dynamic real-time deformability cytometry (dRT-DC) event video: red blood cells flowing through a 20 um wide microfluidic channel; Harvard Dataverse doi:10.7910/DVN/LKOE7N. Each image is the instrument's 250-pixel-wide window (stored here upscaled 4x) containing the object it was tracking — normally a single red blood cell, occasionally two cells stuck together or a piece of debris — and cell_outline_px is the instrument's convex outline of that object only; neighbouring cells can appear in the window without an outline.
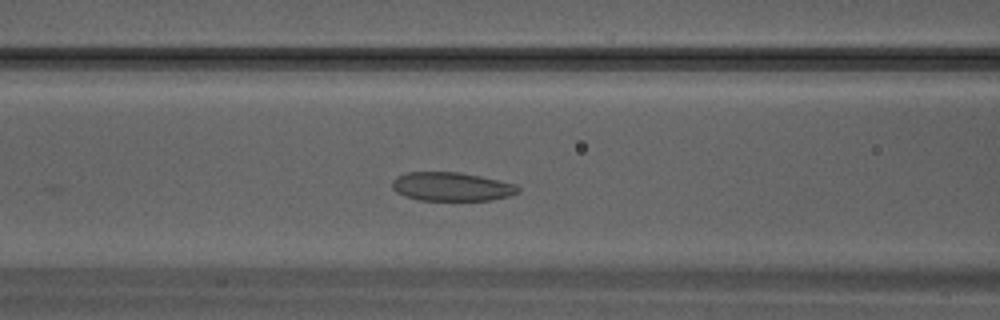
{"species": "Egyptian fruit bat (a non-hibernating species)", "species_latin": "Rousettus aegyptiacus", "temperature_condition": "warm", "stored_images_in_passage": 17, "camera_frame_rate_fps": 3000, "um_per_image_px": 0.085, "animal": {"sex": "male"}, "frame": {"image": 1, "passage_image": 7, "time_ms": 2.0, "image_size_px": [1000, 320], "cell_outline_px": [[520, 192], [508, 196], [492, 200], [420, 200], [404, 196], [396, 192], [392, 188], [392, 180], [396, 176], [408, 172], [460, 172], [480, 176], [516, 184], [520, 188]], "centroid_in_image_um": [38.37, 15.86], "position_along_channel_um": 128.2, "area_um2": 21.15}}
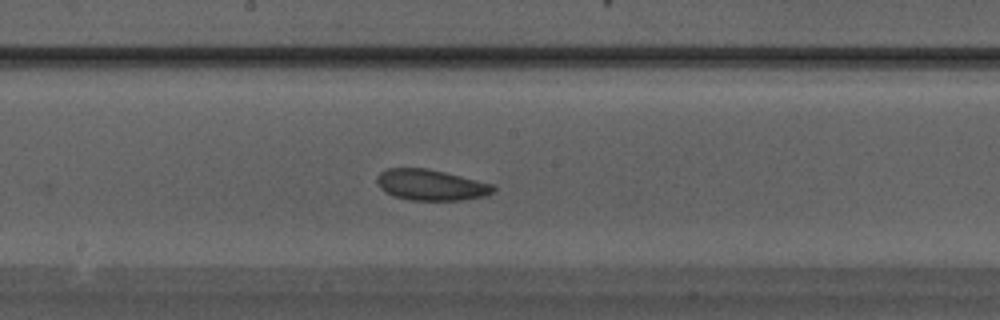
{"frame": {"image": 2, "passage_image": 11, "time_ms": 3.333, "image_size_px": [1000, 320], "cell_outline_px": [[496, 188], [492, 192], [484, 196], [464, 200], [412, 200], [392, 196], [384, 192], [380, 188], [376, 180], [380, 172], [388, 168], [428, 168], [496, 184]], "centroid_in_image_um": [36.64, 15.72], "position_along_channel_um": 211.6, "area_um2": 21.15}}